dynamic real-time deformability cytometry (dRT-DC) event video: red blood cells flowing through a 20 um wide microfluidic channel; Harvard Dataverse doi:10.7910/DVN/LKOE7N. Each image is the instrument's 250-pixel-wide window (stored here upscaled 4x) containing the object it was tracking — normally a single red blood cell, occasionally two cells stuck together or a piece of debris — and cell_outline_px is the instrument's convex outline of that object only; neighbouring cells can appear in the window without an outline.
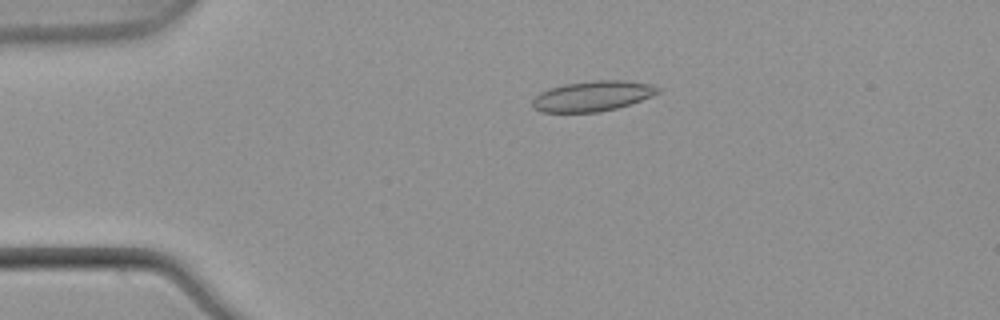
{"species": "common noctule bat (a hibernating species)", "species_latin": "Nyctalus noctula", "temperature_condition": "warm", "stored_images_in_passage": 42, "camera_frame_rate_fps": 3000, "um_per_image_px": 0.085, "animal": {"sex": "male", "body_mass_g": 21.5, "forearm_length_mm": 52.0}, "frame": {"image": 1, "passage_image": 1, "time_ms": 0.0, "image_size_px": [1000, 320], "cell_outline_px": [[660, 92], [652, 96], [616, 108], [600, 112], [540, 112], [532, 108], [532, 100], [540, 92], [548, 88], [564, 84], [592, 80], [624, 80], [652, 84], [660, 88]], "centroid_in_image_um": [50.34, 8.16], "position_along_channel_um": 34.7, "area_um2": 22.25}}
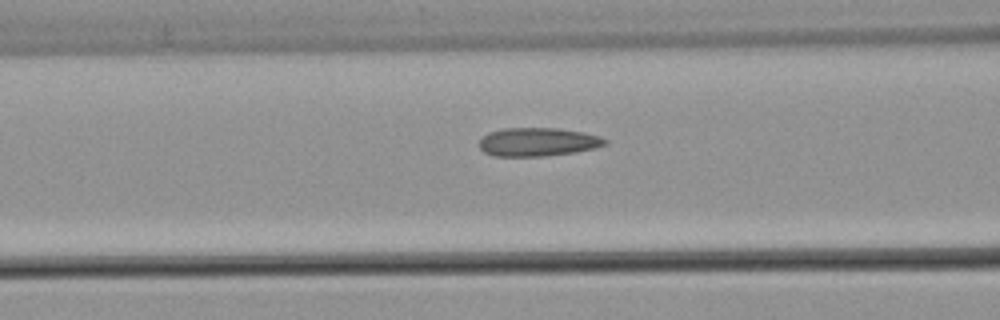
{"frame": {"image": 2, "passage_image": 11, "time_ms": 3.333, "image_size_px": [1000, 320], "cell_outline_px": [[608, 144], [596, 148], [576, 152], [544, 156], [496, 156], [484, 152], [480, 148], [480, 140], [488, 132], [504, 128], [556, 128], [584, 132], [600, 136], [608, 140]], "centroid_in_image_um": [45.76, 12.06], "position_along_channel_um": 120.8, "area_um2": 20.98}}
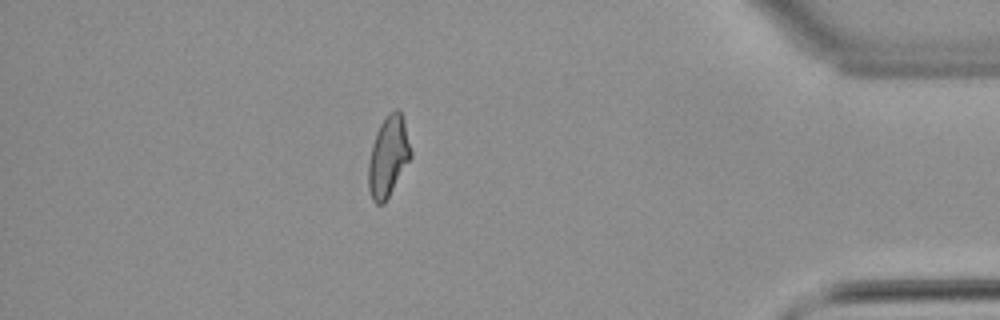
{"frame": {"image": 3, "passage_image": 36, "time_ms": 11.667, "image_size_px": [1000, 320], "cell_outline_px": [[412, 156], [384, 204], [376, 204], [372, 200], [368, 188], [368, 164], [372, 144], [376, 132], [380, 124], [388, 112], [396, 108], [404, 116], [412, 152]], "centroid_in_image_um": [33.01, 13.27], "position_along_channel_um": 402.2, "area_um2": 20.11}, "authors_computed_cell_mechanics": {"area_um2": 20.0566, "velocity_mm_per_s": 3.8784, "shape_relaxation_time_tau1_ms": null, "shape_relaxation_time_tau2_ms": 1.7762, "deformation_change_tau1": null, "deformation_change_tau2": 0.0918}}